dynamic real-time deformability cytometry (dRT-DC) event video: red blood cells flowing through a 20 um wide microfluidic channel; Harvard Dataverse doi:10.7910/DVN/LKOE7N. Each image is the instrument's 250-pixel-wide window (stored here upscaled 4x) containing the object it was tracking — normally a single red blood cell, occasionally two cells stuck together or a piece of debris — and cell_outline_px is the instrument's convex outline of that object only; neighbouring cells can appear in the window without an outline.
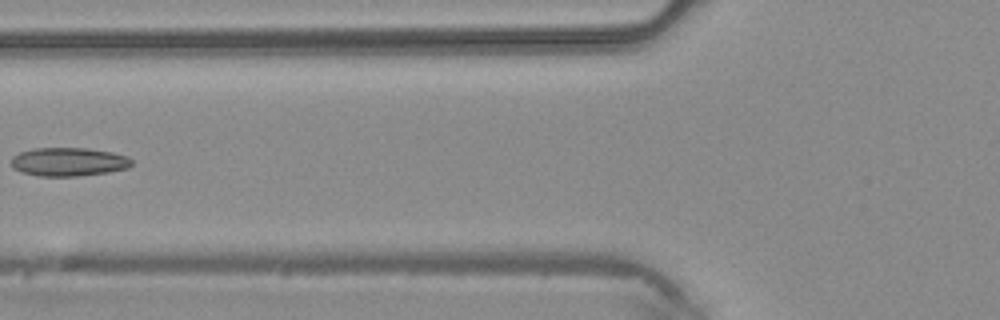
{"species": "common noctule bat (a hibernating species)", "species_latin": "Nyctalus noctula", "temperature_condition": "warm", "stored_images_in_passage": 5, "camera_frame_rate_fps": 3000, "um_per_image_px": 0.085, "animal": {"sex": "male", "body_mass_g": 20.4}, "frame": {"image": 1, "passage_image": 5, "time_ms": 1.333, "image_size_px": [1000, 320], "cell_outline_px": [[132, 164], [128, 168], [108, 172], [76, 176], [36, 176], [12, 168], [12, 156], [20, 152], [32, 148], [88, 148], [112, 152], [128, 156], [132, 160]], "centroid_in_image_um": [5.84, 13.75], "position_along_channel_um": 120.0, "area_um2": 20.11}}